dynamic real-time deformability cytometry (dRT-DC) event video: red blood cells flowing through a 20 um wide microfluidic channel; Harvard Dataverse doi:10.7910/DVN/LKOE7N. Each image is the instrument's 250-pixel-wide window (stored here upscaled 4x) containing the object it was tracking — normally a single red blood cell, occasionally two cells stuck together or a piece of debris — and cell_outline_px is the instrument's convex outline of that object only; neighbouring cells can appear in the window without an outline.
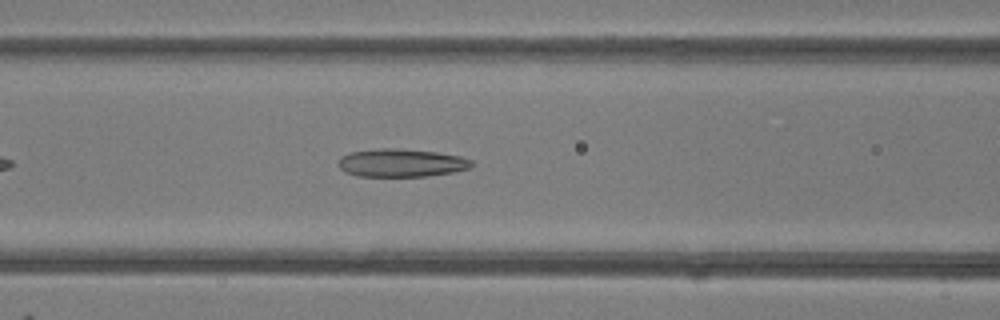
{"species": "common noctule bat (a hibernating species)", "species_latin": "Nyctalus noctula", "temperature_condition": "room temperature", "stored_images_in_passage": 39, "camera_frame_rate_fps": 3000, "um_per_image_px": 0.085, "animal": {"sex": "female"}, "frame": {"image": 1, "passage_image": 10, "time_ms": 3.0, "image_size_px": [1000, 320], "cell_outline_px": [[476, 164], [468, 168], [452, 172], [428, 176], [356, 176], [344, 172], [340, 168], [340, 156], [352, 152], [380, 148], [396, 148], [436, 152], [460, 156], [472, 160]], "centroid_in_image_um": [34.13, 13.84], "position_along_channel_um": 132.5, "area_um2": 21.73}}
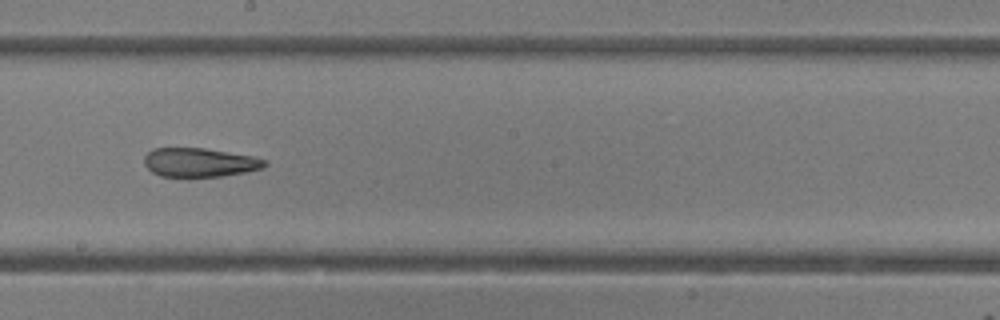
{"frame": {"image": 2, "passage_image": 17, "time_ms": 5.333, "image_size_px": [1000, 320], "cell_outline_px": [[268, 164], [264, 168], [244, 172], [220, 176], [188, 180], [160, 176], [152, 172], [144, 164], [144, 156], [152, 148], [204, 148], [252, 156], [268, 160]], "centroid_in_image_um": [16.94, 13.85], "position_along_channel_um": 231.3, "area_um2": 21.1}}
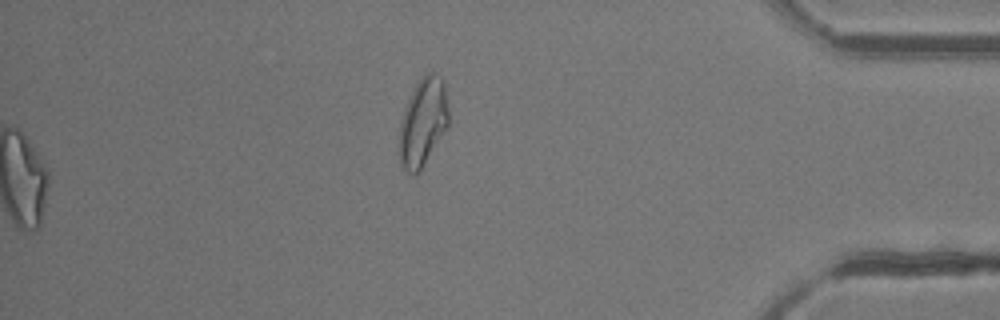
{"frame": {"image": 3, "passage_image": 39, "time_ms": 12.667, "image_size_px": [1000, 320], "cell_outline_px": [[448, 124], [420, 172], [408, 172], [400, 164], [400, 120], [404, 108], [416, 84], [424, 72], [436, 72], [440, 76], [444, 84], [448, 112]], "centroid_in_image_um": [35.94, 10.34], "position_along_channel_um": 399.3, "area_um2": 24.91}, "authors_computed_cell_mechanics": {"area_um2": 23.12, "velocity_mm_per_s": 4.2409, "shape_relaxation_time_tau1_ms": null, "shape_relaxation_time_tau2_ms": 3.7286, "deformation_change_tau1": null, "deformation_change_tau2": 0.138}}